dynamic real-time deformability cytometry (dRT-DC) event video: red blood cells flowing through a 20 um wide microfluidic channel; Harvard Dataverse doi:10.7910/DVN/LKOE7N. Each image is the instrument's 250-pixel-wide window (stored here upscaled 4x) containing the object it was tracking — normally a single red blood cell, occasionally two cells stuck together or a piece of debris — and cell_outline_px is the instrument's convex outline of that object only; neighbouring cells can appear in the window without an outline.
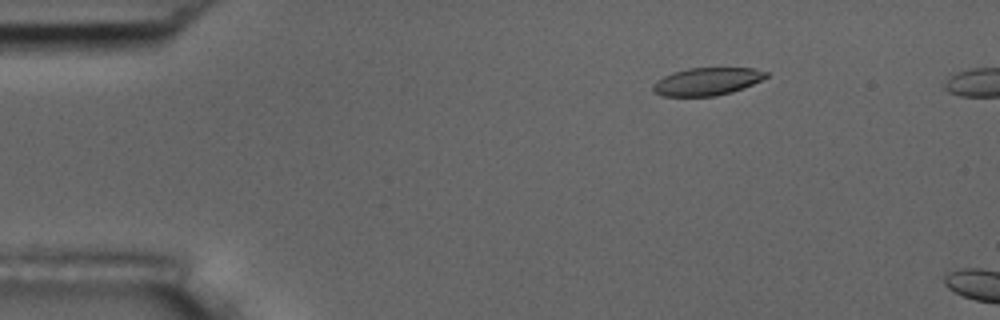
{"species": "common noctule bat (a hibernating species)", "species_latin": "Nyctalus noctula", "temperature_condition": "room temperature", "stored_images_in_passage": 4, "camera_frame_rate_fps": 3000, "um_per_image_px": 0.085, "animal": {"sex": "male", "body_mass_g": 17.5, "forearm_length_mm": 52.3}, "frame": {"image": 1, "passage_image": 3, "time_ms": 2.333, "image_size_px": [1000, 320], "cell_outline_px": [[768, 76], [744, 88], [732, 92], [716, 96], [660, 96], [652, 88], [652, 84], [656, 80], [672, 72], [688, 68], [756, 68], [768, 72]], "centroid_in_image_um": [60.08, 6.92], "position_along_channel_um": 24.9, "area_um2": 18.32}}